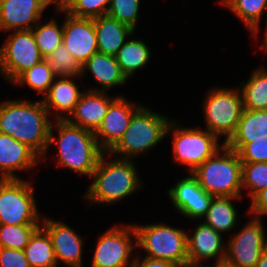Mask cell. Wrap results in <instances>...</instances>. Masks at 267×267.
<instances>
[{
	"label": "cell",
	"mask_w": 267,
	"mask_h": 267,
	"mask_svg": "<svg viewBox=\"0 0 267 267\" xmlns=\"http://www.w3.org/2000/svg\"><path fill=\"white\" fill-rule=\"evenodd\" d=\"M206 130L226 136L224 143L235 133L244 110L242 94L239 90L214 88L204 102Z\"/></svg>",
	"instance_id": "obj_8"
},
{
	"label": "cell",
	"mask_w": 267,
	"mask_h": 267,
	"mask_svg": "<svg viewBox=\"0 0 267 267\" xmlns=\"http://www.w3.org/2000/svg\"><path fill=\"white\" fill-rule=\"evenodd\" d=\"M31 31L43 58L47 57L62 43L63 24L60 27L55 20H50L42 25L39 21Z\"/></svg>",
	"instance_id": "obj_31"
},
{
	"label": "cell",
	"mask_w": 267,
	"mask_h": 267,
	"mask_svg": "<svg viewBox=\"0 0 267 267\" xmlns=\"http://www.w3.org/2000/svg\"><path fill=\"white\" fill-rule=\"evenodd\" d=\"M132 260V267H178L171 261L161 260L147 256H145L144 259L141 261L140 257H135Z\"/></svg>",
	"instance_id": "obj_40"
},
{
	"label": "cell",
	"mask_w": 267,
	"mask_h": 267,
	"mask_svg": "<svg viewBox=\"0 0 267 267\" xmlns=\"http://www.w3.org/2000/svg\"><path fill=\"white\" fill-rule=\"evenodd\" d=\"M40 226L0 224V247L24 250L31 236Z\"/></svg>",
	"instance_id": "obj_33"
},
{
	"label": "cell",
	"mask_w": 267,
	"mask_h": 267,
	"mask_svg": "<svg viewBox=\"0 0 267 267\" xmlns=\"http://www.w3.org/2000/svg\"><path fill=\"white\" fill-rule=\"evenodd\" d=\"M89 70L96 81L102 86L101 89L93 91L105 92L113 86L126 83L127 77L122 72L115 56L103 53H94L83 65L82 74Z\"/></svg>",
	"instance_id": "obj_23"
},
{
	"label": "cell",
	"mask_w": 267,
	"mask_h": 267,
	"mask_svg": "<svg viewBox=\"0 0 267 267\" xmlns=\"http://www.w3.org/2000/svg\"><path fill=\"white\" fill-rule=\"evenodd\" d=\"M42 220L41 226L51 237L56 262L63 261L71 267H81L82 237L67 224L50 218Z\"/></svg>",
	"instance_id": "obj_17"
},
{
	"label": "cell",
	"mask_w": 267,
	"mask_h": 267,
	"mask_svg": "<svg viewBox=\"0 0 267 267\" xmlns=\"http://www.w3.org/2000/svg\"><path fill=\"white\" fill-rule=\"evenodd\" d=\"M251 200L250 212L254 218L260 219L261 215H267V187L258 192Z\"/></svg>",
	"instance_id": "obj_39"
},
{
	"label": "cell",
	"mask_w": 267,
	"mask_h": 267,
	"mask_svg": "<svg viewBox=\"0 0 267 267\" xmlns=\"http://www.w3.org/2000/svg\"><path fill=\"white\" fill-rule=\"evenodd\" d=\"M170 120L141 106L132 116L129 127L119 142L107 153L119 154L121 159L144 154L155 147L165 136ZM124 155V156H123Z\"/></svg>",
	"instance_id": "obj_5"
},
{
	"label": "cell",
	"mask_w": 267,
	"mask_h": 267,
	"mask_svg": "<svg viewBox=\"0 0 267 267\" xmlns=\"http://www.w3.org/2000/svg\"><path fill=\"white\" fill-rule=\"evenodd\" d=\"M177 126L175 121H170L166 135L174 130L173 156L180 164L187 165L190 173L222 148L218 144L219 137L206 129Z\"/></svg>",
	"instance_id": "obj_9"
},
{
	"label": "cell",
	"mask_w": 267,
	"mask_h": 267,
	"mask_svg": "<svg viewBox=\"0 0 267 267\" xmlns=\"http://www.w3.org/2000/svg\"><path fill=\"white\" fill-rule=\"evenodd\" d=\"M98 52L115 56L126 38L134 33L130 26L117 21L108 15L93 18Z\"/></svg>",
	"instance_id": "obj_21"
},
{
	"label": "cell",
	"mask_w": 267,
	"mask_h": 267,
	"mask_svg": "<svg viewBox=\"0 0 267 267\" xmlns=\"http://www.w3.org/2000/svg\"><path fill=\"white\" fill-rule=\"evenodd\" d=\"M57 77L53 74L47 62L43 59L32 68L23 72L13 83L28 85L37 92L47 94L51 84Z\"/></svg>",
	"instance_id": "obj_32"
},
{
	"label": "cell",
	"mask_w": 267,
	"mask_h": 267,
	"mask_svg": "<svg viewBox=\"0 0 267 267\" xmlns=\"http://www.w3.org/2000/svg\"><path fill=\"white\" fill-rule=\"evenodd\" d=\"M56 9L66 14L62 43L82 66L94 53L98 52L93 18L72 16L61 6Z\"/></svg>",
	"instance_id": "obj_13"
},
{
	"label": "cell",
	"mask_w": 267,
	"mask_h": 267,
	"mask_svg": "<svg viewBox=\"0 0 267 267\" xmlns=\"http://www.w3.org/2000/svg\"><path fill=\"white\" fill-rule=\"evenodd\" d=\"M168 194L176 210L190 219L203 218L214 197L200 186L192 174L179 180Z\"/></svg>",
	"instance_id": "obj_15"
},
{
	"label": "cell",
	"mask_w": 267,
	"mask_h": 267,
	"mask_svg": "<svg viewBox=\"0 0 267 267\" xmlns=\"http://www.w3.org/2000/svg\"><path fill=\"white\" fill-rule=\"evenodd\" d=\"M190 174L208 194L214 197L241 196L242 161L238 153L224 142L221 149Z\"/></svg>",
	"instance_id": "obj_4"
},
{
	"label": "cell",
	"mask_w": 267,
	"mask_h": 267,
	"mask_svg": "<svg viewBox=\"0 0 267 267\" xmlns=\"http://www.w3.org/2000/svg\"><path fill=\"white\" fill-rule=\"evenodd\" d=\"M0 267H30L24 250L0 247Z\"/></svg>",
	"instance_id": "obj_38"
},
{
	"label": "cell",
	"mask_w": 267,
	"mask_h": 267,
	"mask_svg": "<svg viewBox=\"0 0 267 267\" xmlns=\"http://www.w3.org/2000/svg\"><path fill=\"white\" fill-rule=\"evenodd\" d=\"M105 93L90 89L82 92L73 112L66 120L73 125L95 132L101 125L110 103L115 99Z\"/></svg>",
	"instance_id": "obj_18"
},
{
	"label": "cell",
	"mask_w": 267,
	"mask_h": 267,
	"mask_svg": "<svg viewBox=\"0 0 267 267\" xmlns=\"http://www.w3.org/2000/svg\"><path fill=\"white\" fill-rule=\"evenodd\" d=\"M51 3H54L56 7H59L62 5L64 0H49Z\"/></svg>",
	"instance_id": "obj_44"
},
{
	"label": "cell",
	"mask_w": 267,
	"mask_h": 267,
	"mask_svg": "<svg viewBox=\"0 0 267 267\" xmlns=\"http://www.w3.org/2000/svg\"><path fill=\"white\" fill-rule=\"evenodd\" d=\"M242 100L244 109L267 110V70L258 68L249 80L242 82Z\"/></svg>",
	"instance_id": "obj_28"
},
{
	"label": "cell",
	"mask_w": 267,
	"mask_h": 267,
	"mask_svg": "<svg viewBox=\"0 0 267 267\" xmlns=\"http://www.w3.org/2000/svg\"><path fill=\"white\" fill-rule=\"evenodd\" d=\"M261 218L251 220L235 234L226 247L225 260L236 267H255L267 248V238Z\"/></svg>",
	"instance_id": "obj_12"
},
{
	"label": "cell",
	"mask_w": 267,
	"mask_h": 267,
	"mask_svg": "<svg viewBox=\"0 0 267 267\" xmlns=\"http://www.w3.org/2000/svg\"><path fill=\"white\" fill-rule=\"evenodd\" d=\"M43 59L31 30L14 31L0 48V69L11 83Z\"/></svg>",
	"instance_id": "obj_10"
},
{
	"label": "cell",
	"mask_w": 267,
	"mask_h": 267,
	"mask_svg": "<svg viewBox=\"0 0 267 267\" xmlns=\"http://www.w3.org/2000/svg\"><path fill=\"white\" fill-rule=\"evenodd\" d=\"M39 156L27 145L0 132V179H20L16 170H28L35 166Z\"/></svg>",
	"instance_id": "obj_20"
},
{
	"label": "cell",
	"mask_w": 267,
	"mask_h": 267,
	"mask_svg": "<svg viewBox=\"0 0 267 267\" xmlns=\"http://www.w3.org/2000/svg\"><path fill=\"white\" fill-rule=\"evenodd\" d=\"M255 267H267V248L262 252Z\"/></svg>",
	"instance_id": "obj_41"
},
{
	"label": "cell",
	"mask_w": 267,
	"mask_h": 267,
	"mask_svg": "<svg viewBox=\"0 0 267 267\" xmlns=\"http://www.w3.org/2000/svg\"><path fill=\"white\" fill-rule=\"evenodd\" d=\"M221 4L230 8L249 28L251 34H257L259 23L267 0H224Z\"/></svg>",
	"instance_id": "obj_29"
},
{
	"label": "cell",
	"mask_w": 267,
	"mask_h": 267,
	"mask_svg": "<svg viewBox=\"0 0 267 267\" xmlns=\"http://www.w3.org/2000/svg\"><path fill=\"white\" fill-rule=\"evenodd\" d=\"M237 153L242 162H267V137L249 139Z\"/></svg>",
	"instance_id": "obj_37"
},
{
	"label": "cell",
	"mask_w": 267,
	"mask_h": 267,
	"mask_svg": "<svg viewBox=\"0 0 267 267\" xmlns=\"http://www.w3.org/2000/svg\"><path fill=\"white\" fill-rule=\"evenodd\" d=\"M239 197H213L207 214L204 216L205 224L220 233L229 232L236 225L237 211L232 200Z\"/></svg>",
	"instance_id": "obj_26"
},
{
	"label": "cell",
	"mask_w": 267,
	"mask_h": 267,
	"mask_svg": "<svg viewBox=\"0 0 267 267\" xmlns=\"http://www.w3.org/2000/svg\"><path fill=\"white\" fill-rule=\"evenodd\" d=\"M136 230L133 225L113 227L106 231L98 240L92 259V267H131L130 255L137 242ZM134 244V245H133ZM134 246V247H133ZM128 263H130L128 265Z\"/></svg>",
	"instance_id": "obj_11"
},
{
	"label": "cell",
	"mask_w": 267,
	"mask_h": 267,
	"mask_svg": "<svg viewBox=\"0 0 267 267\" xmlns=\"http://www.w3.org/2000/svg\"><path fill=\"white\" fill-rule=\"evenodd\" d=\"M142 105H132L123 96H117L110 103L99 128L94 132L100 148L108 153L122 138L129 127L133 114ZM99 137H102L100 140Z\"/></svg>",
	"instance_id": "obj_14"
},
{
	"label": "cell",
	"mask_w": 267,
	"mask_h": 267,
	"mask_svg": "<svg viewBox=\"0 0 267 267\" xmlns=\"http://www.w3.org/2000/svg\"><path fill=\"white\" fill-rule=\"evenodd\" d=\"M179 267H206V266H203V265L200 263L199 265L186 264V265H182V266H179Z\"/></svg>",
	"instance_id": "obj_45"
},
{
	"label": "cell",
	"mask_w": 267,
	"mask_h": 267,
	"mask_svg": "<svg viewBox=\"0 0 267 267\" xmlns=\"http://www.w3.org/2000/svg\"><path fill=\"white\" fill-rule=\"evenodd\" d=\"M139 4L140 0H111L106 15L134 30L138 22Z\"/></svg>",
	"instance_id": "obj_36"
},
{
	"label": "cell",
	"mask_w": 267,
	"mask_h": 267,
	"mask_svg": "<svg viewBox=\"0 0 267 267\" xmlns=\"http://www.w3.org/2000/svg\"><path fill=\"white\" fill-rule=\"evenodd\" d=\"M44 60L56 77H78L82 75V66L63 43L45 57Z\"/></svg>",
	"instance_id": "obj_30"
},
{
	"label": "cell",
	"mask_w": 267,
	"mask_h": 267,
	"mask_svg": "<svg viewBox=\"0 0 267 267\" xmlns=\"http://www.w3.org/2000/svg\"><path fill=\"white\" fill-rule=\"evenodd\" d=\"M214 267H236L235 265H232L226 260L218 261L215 263Z\"/></svg>",
	"instance_id": "obj_42"
},
{
	"label": "cell",
	"mask_w": 267,
	"mask_h": 267,
	"mask_svg": "<svg viewBox=\"0 0 267 267\" xmlns=\"http://www.w3.org/2000/svg\"><path fill=\"white\" fill-rule=\"evenodd\" d=\"M104 153L91 177L94 179L84 198L97 204L114 203L134 194L141 187L136 166L132 160L121 159L107 162Z\"/></svg>",
	"instance_id": "obj_3"
},
{
	"label": "cell",
	"mask_w": 267,
	"mask_h": 267,
	"mask_svg": "<svg viewBox=\"0 0 267 267\" xmlns=\"http://www.w3.org/2000/svg\"><path fill=\"white\" fill-rule=\"evenodd\" d=\"M30 267H56L53 243L48 232L40 226L24 248Z\"/></svg>",
	"instance_id": "obj_25"
},
{
	"label": "cell",
	"mask_w": 267,
	"mask_h": 267,
	"mask_svg": "<svg viewBox=\"0 0 267 267\" xmlns=\"http://www.w3.org/2000/svg\"><path fill=\"white\" fill-rule=\"evenodd\" d=\"M49 115L42 100L0 103V132L27 145L41 159L48 150Z\"/></svg>",
	"instance_id": "obj_1"
},
{
	"label": "cell",
	"mask_w": 267,
	"mask_h": 267,
	"mask_svg": "<svg viewBox=\"0 0 267 267\" xmlns=\"http://www.w3.org/2000/svg\"><path fill=\"white\" fill-rule=\"evenodd\" d=\"M242 187L251 199L267 187V162H242Z\"/></svg>",
	"instance_id": "obj_34"
},
{
	"label": "cell",
	"mask_w": 267,
	"mask_h": 267,
	"mask_svg": "<svg viewBox=\"0 0 267 267\" xmlns=\"http://www.w3.org/2000/svg\"><path fill=\"white\" fill-rule=\"evenodd\" d=\"M189 264L199 265L203 259L225 260L226 248L221 233L204 222L199 224L192 236H187Z\"/></svg>",
	"instance_id": "obj_19"
},
{
	"label": "cell",
	"mask_w": 267,
	"mask_h": 267,
	"mask_svg": "<svg viewBox=\"0 0 267 267\" xmlns=\"http://www.w3.org/2000/svg\"><path fill=\"white\" fill-rule=\"evenodd\" d=\"M33 186L23 179H0V224H41Z\"/></svg>",
	"instance_id": "obj_7"
},
{
	"label": "cell",
	"mask_w": 267,
	"mask_h": 267,
	"mask_svg": "<svg viewBox=\"0 0 267 267\" xmlns=\"http://www.w3.org/2000/svg\"><path fill=\"white\" fill-rule=\"evenodd\" d=\"M149 49L140 39L128 40L119 49L115 58L127 79L148 63L151 56Z\"/></svg>",
	"instance_id": "obj_27"
},
{
	"label": "cell",
	"mask_w": 267,
	"mask_h": 267,
	"mask_svg": "<svg viewBox=\"0 0 267 267\" xmlns=\"http://www.w3.org/2000/svg\"><path fill=\"white\" fill-rule=\"evenodd\" d=\"M50 4L49 0H0V30H31V23L36 25Z\"/></svg>",
	"instance_id": "obj_16"
},
{
	"label": "cell",
	"mask_w": 267,
	"mask_h": 267,
	"mask_svg": "<svg viewBox=\"0 0 267 267\" xmlns=\"http://www.w3.org/2000/svg\"><path fill=\"white\" fill-rule=\"evenodd\" d=\"M265 38L263 43L261 44V49L266 50L267 51V26H266V33H265Z\"/></svg>",
	"instance_id": "obj_43"
},
{
	"label": "cell",
	"mask_w": 267,
	"mask_h": 267,
	"mask_svg": "<svg viewBox=\"0 0 267 267\" xmlns=\"http://www.w3.org/2000/svg\"><path fill=\"white\" fill-rule=\"evenodd\" d=\"M56 123L57 141L52 132ZM51 124L48 148L53 144L58 146L57 161L68 169L81 175L91 176L97 167L100 157L105 153L99 146L94 132L69 123L66 119L55 120Z\"/></svg>",
	"instance_id": "obj_2"
},
{
	"label": "cell",
	"mask_w": 267,
	"mask_h": 267,
	"mask_svg": "<svg viewBox=\"0 0 267 267\" xmlns=\"http://www.w3.org/2000/svg\"><path fill=\"white\" fill-rule=\"evenodd\" d=\"M267 137V110L244 109L235 133L225 144L238 151L249 139Z\"/></svg>",
	"instance_id": "obj_24"
},
{
	"label": "cell",
	"mask_w": 267,
	"mask_h": 267,
	"mask_svg": "<svg viewBox=\"0 0 267 267\" xmlns=\"http://www.w3.org/2000/svg\"><path fill=\"white\" fill-rule=\"evenodd\" d=\"M60 79L53 81L46 97L42 100L44 107L50 114V111L56 112L55 119H66L74 110L82 93L78 90L77 85L71 80L73 77H59ZM52 108V110H51ZM59 112V113H58ZM61 112L67 113L63 116Z\"/></svg>",
	"instance_id": "obj_22"
},
{
	"label": "cell",
	"mask_w": 267,
	"mask_h": 267,
	"mask_svg": "<svg viewBox=\"0 0 267 267\" xmlns=\"http://www.w3.org/2000/svg\"><path fill=\"white\" fill-rule=\"evenodd\" d=\"M137 246L147 251V257L168 260L178 267L189 264L188 234L165 224L134 225Z\"/></svg>",
	"instance_id": "obj_6"
},
{
	"label": "cell",
	"mask_w": 267,
	"mask_h": 267,
	"mask_svg": "<svg viewBox=\"0 0 267 267\" xmlns=\"http://www.w3.org/2000/svg\"><path fill=\"white\" fill-rule=\"evenodd\" d=\"M110 1L111 0H64L61 7L75 17L95 18L106 15Z\"/></svg>",
	"instance_id": "obj_35"
}]
</instances>
